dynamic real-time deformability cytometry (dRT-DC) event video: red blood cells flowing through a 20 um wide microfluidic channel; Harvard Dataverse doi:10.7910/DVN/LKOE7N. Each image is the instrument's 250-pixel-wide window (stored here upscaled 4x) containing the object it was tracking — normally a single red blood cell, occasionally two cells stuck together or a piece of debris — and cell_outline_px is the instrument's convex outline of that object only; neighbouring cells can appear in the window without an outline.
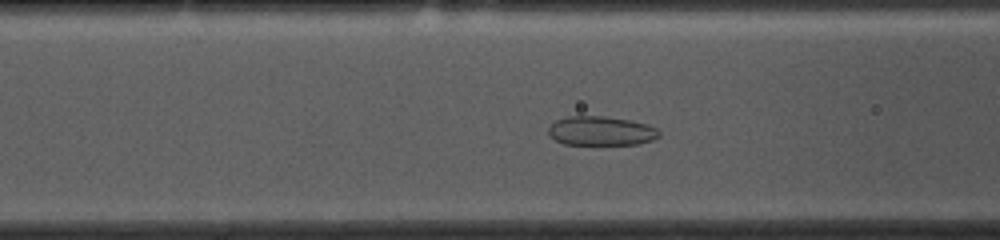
{"species": "common noctule bat (a hibernating species)", "species_latin": "Nyctalus noctula", "temperature_condition": "cold", "stored_images_in_passage": 53, "camera_frame_rate_fps": 3000, "um_per_image_px": 0.085, "animal": {"sex": "female", "body_mass_g": 10.0, "forearm_length_mm": 53.1}, "frame": {"image": 1, "passage_image": 19, "time_ms": 6.0, "image_size_px": [1000, 240], "cell_outline_px": [[660, 136], [652, 140], [640, 144], [564, 144], [548, 136], [548, 128], [556, 120], [568, 116], [604, 116], [632, 120], [648, 124], [656, 128], [660, 132]], "centroid_in_image_um": [51.1, 11.12], "position_along_channel_um": 115.5, "area_um2": 18.96}}
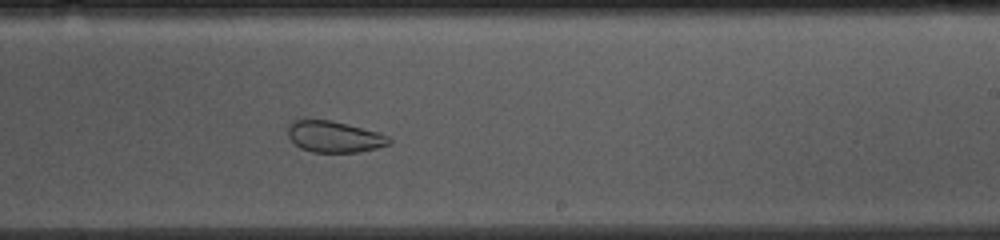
{"frame": {"image": 2, "passage_image": 31, "time_ms": 10.0, "image_size_px": [1000, 240], "cell_outline_px": [[392, 140], [388, 144], [376, 148], [360, 152], [312, 152], [300, 148], [288, 136], [288, 128], [296, 120], [332, 120], [380, 132], [388, 136]], "centroid_in_image_um": [28.45, 11.63], "position_along_channel_um": 260.5, "area_um2": 18.32}}
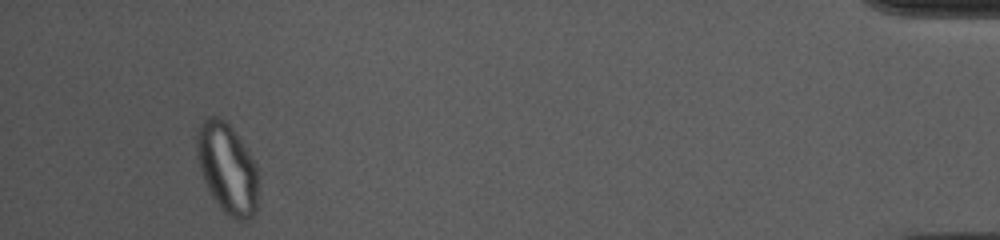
{"frame": {"image": 3, "passage_image": 50, "time_ms": 16.333, "image_size_px": [1000, 240], "cell_outline_px": [[260, 184], [256, 212], [248, 220], [240, 224], [228, 216], [220, 208], [212, 196], [200, 172], [196, 156], [196, 136], [200, 124], [204, 116], [216, 116], [224, 120], [232, 128], [256, 164]], "centroid_in_image_um": [19.33, 14.37], "position_along_channel_um": 415.9, "area_um2": 33.12}}